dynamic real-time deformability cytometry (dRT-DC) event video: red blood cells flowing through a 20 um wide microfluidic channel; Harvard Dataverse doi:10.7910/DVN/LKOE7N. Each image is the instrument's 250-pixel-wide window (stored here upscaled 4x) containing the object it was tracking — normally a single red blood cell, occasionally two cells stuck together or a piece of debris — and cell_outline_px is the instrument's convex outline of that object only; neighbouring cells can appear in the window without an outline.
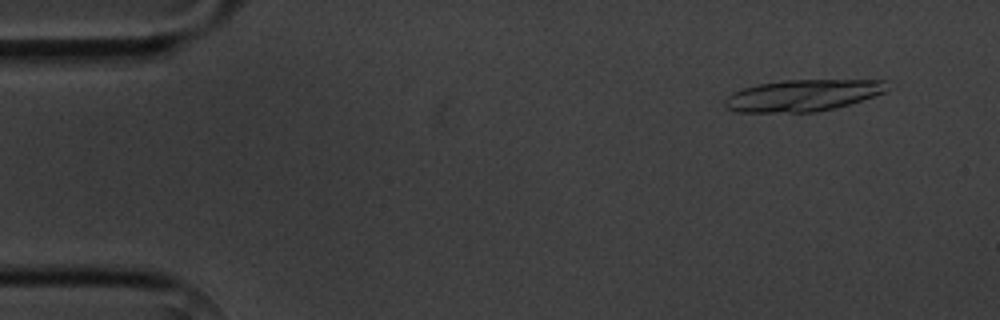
{"species": "common noctule bat (a hibernating species)", "species_latin": "Nyctalus noctula", "temperature_condition": "cold", "stored_images_in_passage": 3, "camera_frame_rate_fps": 3000, "um_per_image_px": 0.085, "animal": {"sex": "male", "body_mass_g": 20.1, "forearm_length_mm": 53.5}, "frame": {"image": 1, "passage_image": 1, "time_ms": 0.0, "image_size_px": [1000, 320], "cell_outline_px": [[888, 92], [836, 108], [816, 112], [736, 112], [724, 108], [724, 100], [732, 92], [744, 88], [760, 84], [784, 80], [888, 80]], "centroid_in_image_um": [68.26, 8.11], "position_along_channel_um": 16.7, "area_um2": 30.11}}